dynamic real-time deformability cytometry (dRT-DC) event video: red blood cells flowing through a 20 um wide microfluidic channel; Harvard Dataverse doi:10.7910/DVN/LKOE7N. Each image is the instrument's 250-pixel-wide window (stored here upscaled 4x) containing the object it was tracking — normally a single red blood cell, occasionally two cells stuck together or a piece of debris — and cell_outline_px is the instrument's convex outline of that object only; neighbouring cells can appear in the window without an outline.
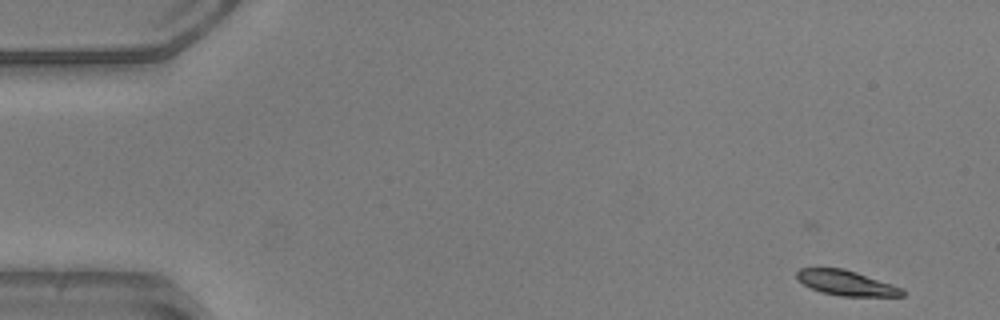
{"species": "common noctule bat (a hibernating species)", "species_latin": "Nyctalus noctula", "temperature_condition": "warm", "stored_images_in_passage": 49, "camera_frame_rate_fps": 3000, "um_per_image_px": 0.085, "animal": {"sex": "male", "body_mass_g": 20.5, "forearm_length_mm": 52.5}, "frame": {"image": 1, "passage_image": 1, "time_ms": 0.0, "image_size_px": [1000, 320], "cell_outline_px": [[904, 296], [840, 296], [820, 292], [804, 284], [796, 276], [796, 272], [800, 268], [844, 268], [904, 288]], "centroid_in_image_um": [71.95, 24.05], "position_along_channel_um": 13.1, "area_um2": 15.32}}
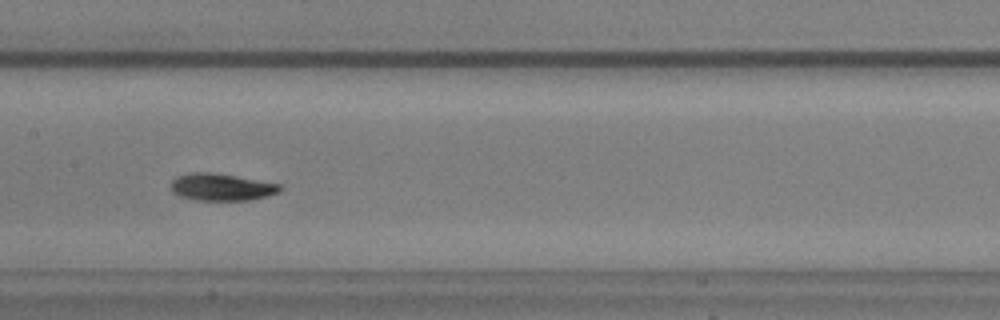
{"frame": {"image": 2, "passage_image": 24, "time_ms": 7.667, "image_size_px": [1000, 320], "cell_outline_px": [[284, 188], [280, 192], [268, 196], [248, 200], [196, 200], [180, 196], [172, 192], [172, 180], [176, 176], [188, 172], [208, 172], [236, 176], [280, 184]], "centroid_in_image_um": [18.84, 15.9], "position_along_channel_um": 188.6, "area_um2": 17.28}}
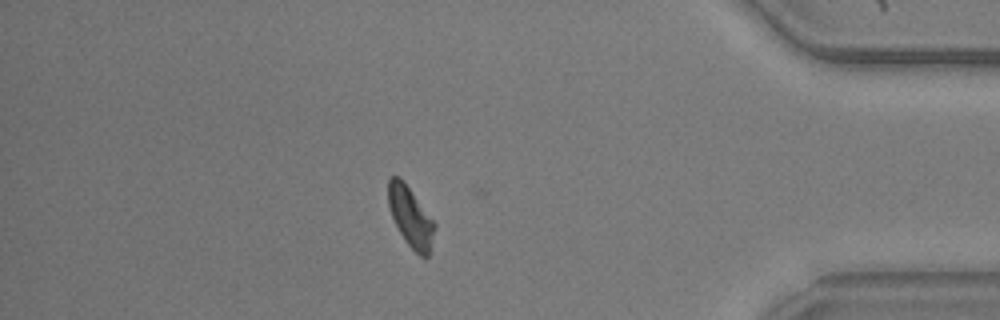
{"frame": {"image": 3, "passage_image": 43, "time_ms": 14.0, "image_size_px": [1000, 320], "cell_outline_px": [[436, 224], [428, 256], [420, 256], [404, 240], [392, 216], [388, 204], [388, 176], [400, 176], [404, 180]], "centroid_in_image_um": [34.88, 18.38], "position_along_channel_um": 400.3, "area_um2": 16.07}, "authors_computed_cell_mechanics": {"area_um2": 16.6464, "velocity_mm_per_s": 3.9167, "shape_relaxation_time_tau1_ms": 2.0038, "shape_relaxation_time_tau2_ms": 3.8493, "deformation_change_tau1": 0.0945, "deformation_change_tau2": 0.0659}}